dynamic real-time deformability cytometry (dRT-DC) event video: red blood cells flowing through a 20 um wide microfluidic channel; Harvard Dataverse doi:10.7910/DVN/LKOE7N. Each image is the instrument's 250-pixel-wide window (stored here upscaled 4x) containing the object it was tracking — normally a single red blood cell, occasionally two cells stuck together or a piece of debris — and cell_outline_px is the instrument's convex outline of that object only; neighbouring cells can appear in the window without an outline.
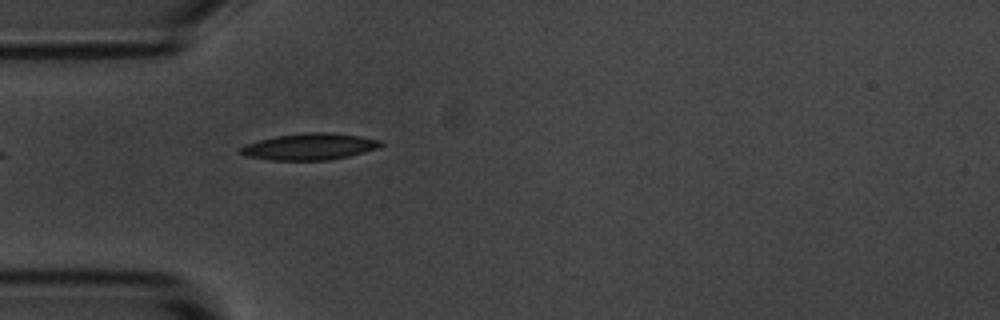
{"species": "common noctule bat (a hibernating species)", "species_latin": "Nyctalus noctula", "temperature_condition": "room temperature", "stored_images_in_passage": 17, "camera_frame_rate_fps": 3000, "um_per_image_px": 0.085, "animal": {"sex": "male", "body_mass_g": 20.1, "forearm_length_mm": 53.5}, "frame": {"image": 1, "passage_image": 1, "time_ms": 0.0, "image_size_px": [1000, 320], "cell_outline_px": [[384, 144], [380, 148], [332, 160], [268, 160], [244, 156], [240, 152], [240, 148], [248, 144], [260, 140], [276, 136], [312, 132], [332, 132], [360, 136], [380, 140]], "centroid_in_image_um": [26.36, 12.47], "position_along_channel_um": 58.6, "area_um2": 21.68}}